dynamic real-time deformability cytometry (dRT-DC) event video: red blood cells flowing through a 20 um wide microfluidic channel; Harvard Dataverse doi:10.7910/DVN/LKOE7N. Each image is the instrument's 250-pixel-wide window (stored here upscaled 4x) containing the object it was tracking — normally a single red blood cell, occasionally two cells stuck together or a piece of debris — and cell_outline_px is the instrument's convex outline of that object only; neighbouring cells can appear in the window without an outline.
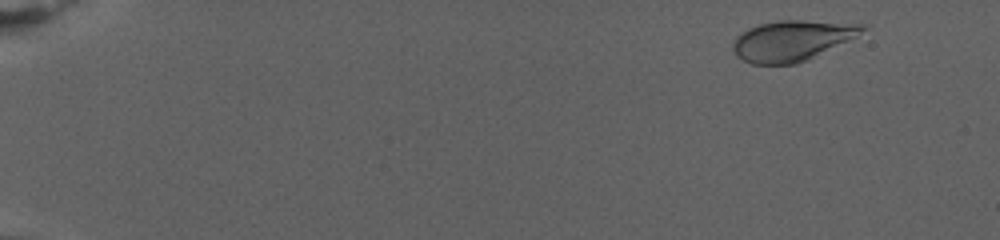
{"species": "human", "species_latin": "Homo sapiens", "temperature_condition": "warm", "stored_images_in_passage": 79, "camera_frame_rate_fps": 3000, "um_per_image_px": 0.085, "donor": {"sex": "female"}, "frame": {"image": 1, "passage_image": 7, "time_ms": 2.0, "image_size_px": [1000, 240], "cell_outline_px": [[868, 28], [856, 36], [808, 60], [796, 64], [752, 64], [736, 56], [732, 48], [732, 44], [736, 36], [748, 28], [760, 24], [780, 20], [800, 20], [860, 24]], "centroid_in_image_um": [67.28, 3.46], "position_along_channel_um": 17.7, "area_um2": 30.29}}
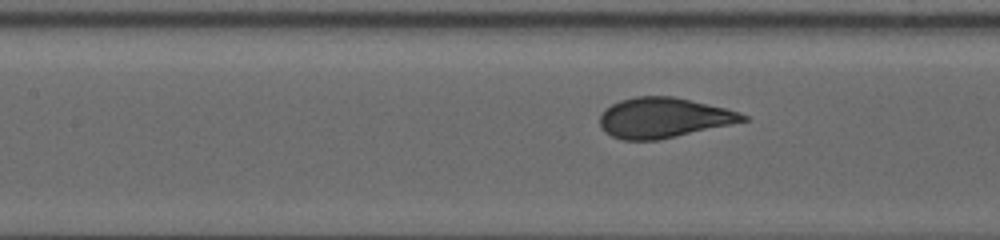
{"frame": {"image": 2, "passage_image": 39, "time_ms": 12.667, "image_size_px": [1000, 240], "cell_outline_px": [[748, 120], [660, 140], [624, 140], [612, 136], [604, 132], [600, 124], [600, 116], [604, 108], [620, 100], [636, 96], [672, 96], [708, 104], [740, 112], [748, 116]], "centroid_in_image_um": [56.37, 10.01], "position_along_channel_um": 151.0, "area_um2": 33.35}}
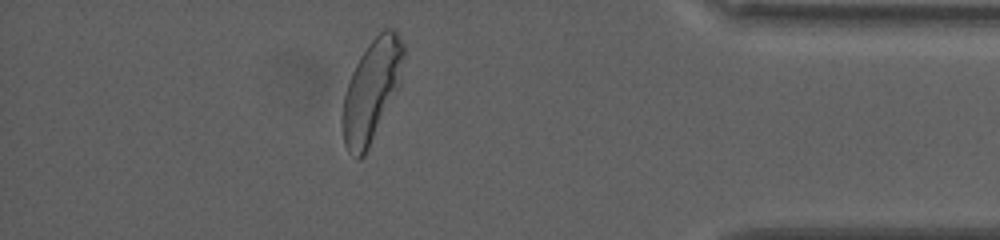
{"frame": {"image": 3, "passage_image": 70, "time_ms": 23.0, "image_size_px": [1000, 240], "cell_outline_px": [[404, 56], [400, 84], [364, 156], [360, 160], [356, 160], [348, 152], [344, 144], [340, 124], [340, 120], [344, 92], [352, 72], [360, 56], [368, 44], [384, 28], [392, 28], [400, 36], [404, 44]], "centroid_in_image_um": [31.55, 7.73], "position_along_channel_um": 403.7, "area_um2": 36.41}, "authors_computed_cell_mechanics": {"area_um2": 33.0616, "velocity_mm_per_s": 2.7208, "shape_relaxation_time_tau1_ms": 3.0711, "shape_relaxation_time_tau2_ms": null, "deformation_change_tau1": 0.1554, "deformation_change_tau2": null}}